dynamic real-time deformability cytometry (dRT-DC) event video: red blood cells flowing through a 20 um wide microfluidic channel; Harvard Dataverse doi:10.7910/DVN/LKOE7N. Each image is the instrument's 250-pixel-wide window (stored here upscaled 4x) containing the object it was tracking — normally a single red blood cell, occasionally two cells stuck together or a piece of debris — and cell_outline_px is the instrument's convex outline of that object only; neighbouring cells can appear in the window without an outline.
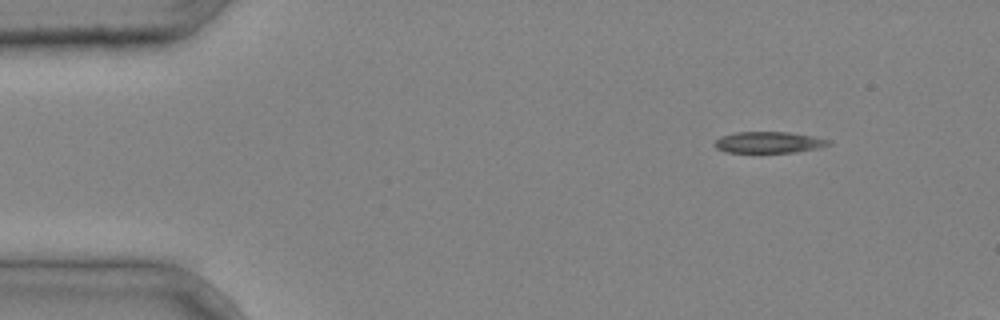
{"species": "common noctule bat (a hibernating species)", "species_latin": "Nyctalus noctula", "temperature_condition": "cold", "stored_images_in_passage": 9, "camera_frame_rate_fps": 3000, "um_per_image_px": 0.085, "animal": {"sex": "male", "body_mass_g": 20.4}, "frame": {"image": 1, "passage_image": 1, "time_ms": 0.0, "image_size_px": [1000, 320], "cell_outline_px": [[832, 144], [820, 148], [796, 152], [724, 152], [716, 148], [712, 144], [720, 136], [736, 132], [788, 132], [812, 136], [832, 140]], "centroid_in_image_um": [65.36, 12.1], "position_along_channel_um": 19.6, "area_um2": 14.28}}